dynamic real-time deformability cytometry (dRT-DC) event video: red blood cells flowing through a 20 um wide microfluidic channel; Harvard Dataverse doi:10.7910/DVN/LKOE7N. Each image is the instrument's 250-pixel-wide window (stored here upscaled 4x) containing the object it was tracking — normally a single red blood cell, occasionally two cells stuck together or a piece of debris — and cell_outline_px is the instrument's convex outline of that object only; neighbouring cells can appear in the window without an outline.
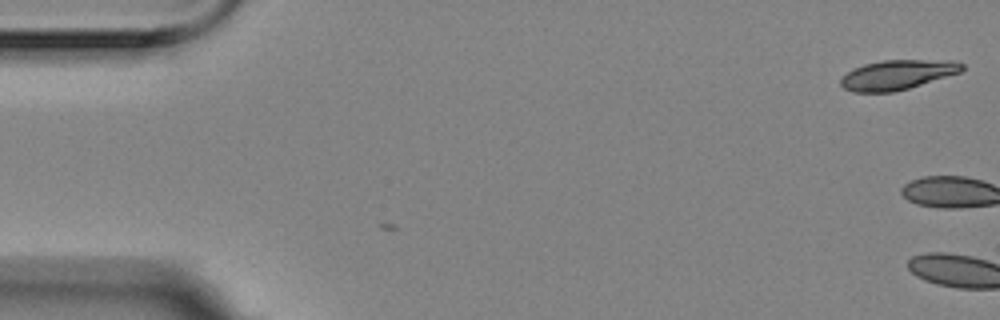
{"species": "Egyptian fruit bat (a non-hibernating species)", "species_latin": "Rousettus aegyptiacus", "temperature_condition": "room temperature", "stored_images_in_passage": 4, "camera_frame_rate_fps": 3000, "um_per_image_px": 0.085, "animal": {"sex": "female"}, "frame": {"image": 1, "passage_image": 4, "time_ms": 1.0, "image_size_px": [1000, 320], "cell_outline_px": [[964, 68], [960, 72], [908, 88], [892, 92], [852, 92], [844, 88], [840, 84], [840, 76], [852, 68], [864, 64], [884, 60], [956, 60], [964, 64]], "centroid_in_image_um": [76.24, 6.34], "position_along_channel_um": 8.8, "area_um2": 21.04}}